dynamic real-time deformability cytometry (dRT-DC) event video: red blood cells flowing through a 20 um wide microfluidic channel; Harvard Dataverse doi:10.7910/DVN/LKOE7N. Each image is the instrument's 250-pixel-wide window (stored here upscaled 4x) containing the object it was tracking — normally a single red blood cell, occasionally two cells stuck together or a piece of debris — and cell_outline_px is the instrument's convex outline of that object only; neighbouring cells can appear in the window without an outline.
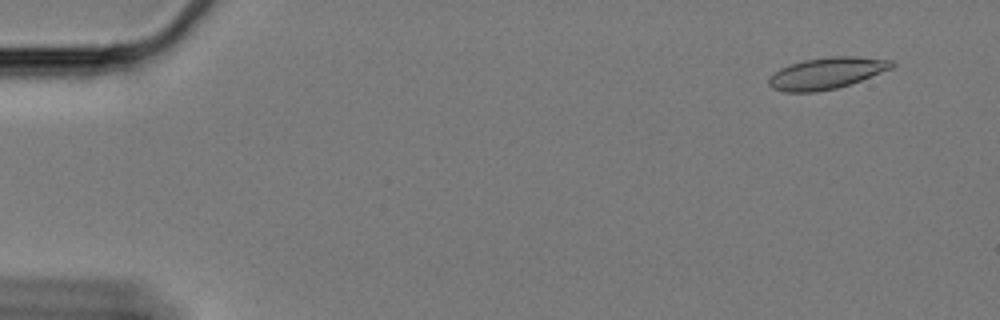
{"species": "Egyptian fruit bat (a non-hibernating species)", "species_latin": "Rousettus aegyptiacus", "temperature_condition": "cold", "stored_images_in_passage": 12, "camera_frame_rate_fps": 3000, "um_per_image_px": 0.085, "animal": {"sex": "female"}, "frame": {"image": 1, "passage_image": 1, "time_ms": 0.0, "image_size_px": [1000, 320], "cell_outline_px": [[896, 64], [892, 68], [860, 80], [836, 88], [816, 92], [784, 92], [772, 88], [768, 84], [768, 80], [780, 68], [804, 60], [828, 56], [856, 56], [892, 60]], "centroid_in_image_um": [70.26, 6.22], "position_along_channel_um": 14.7, "area_um2": 22.37}}